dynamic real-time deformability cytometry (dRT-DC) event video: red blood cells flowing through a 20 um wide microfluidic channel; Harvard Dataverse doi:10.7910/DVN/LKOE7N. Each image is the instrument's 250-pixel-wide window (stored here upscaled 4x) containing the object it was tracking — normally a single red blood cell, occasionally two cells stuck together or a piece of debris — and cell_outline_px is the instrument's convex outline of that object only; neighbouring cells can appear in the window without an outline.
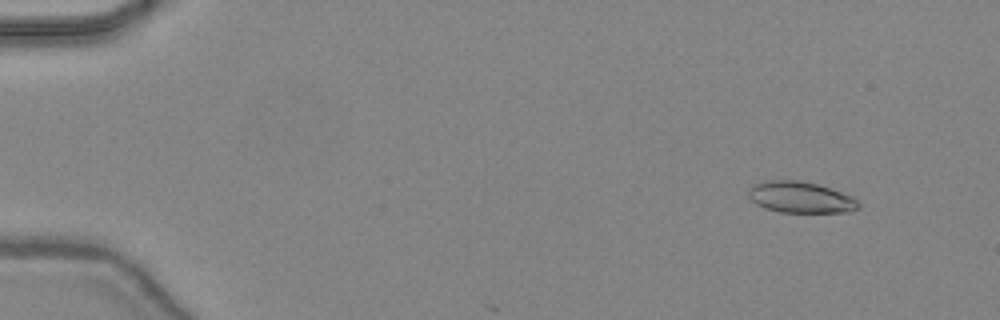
{"species": "common noctule bat (a hibernating species)", "species_latin": "Nyctalus noctula", "temperature_condition": "warm", "stored_images_in_passage": 9, "camera_frame_rate_fps": 3000, "um_per_image_px": 0.085, "animal": {"sex": "female", "body_mass_g": 24.6, "forearm_length_mm": 56.2}, "frame": {"image": 1, "passage_image": 5, "time_ms": 1.333, "image_size_px": [1000, 320], "cell_outline_px": [[860, 204], [852, 212], [780, 212], [764, 208], [756, 204], [748, 196], [748, 192], [752, 184], [764, 180], [800, 180], [832, 188], [852, 196], [860, 200]], "centroid_in_image_um": [68.05, 16.76], "position_along_channel_um": 17.0, "area_um2": 20.29}}